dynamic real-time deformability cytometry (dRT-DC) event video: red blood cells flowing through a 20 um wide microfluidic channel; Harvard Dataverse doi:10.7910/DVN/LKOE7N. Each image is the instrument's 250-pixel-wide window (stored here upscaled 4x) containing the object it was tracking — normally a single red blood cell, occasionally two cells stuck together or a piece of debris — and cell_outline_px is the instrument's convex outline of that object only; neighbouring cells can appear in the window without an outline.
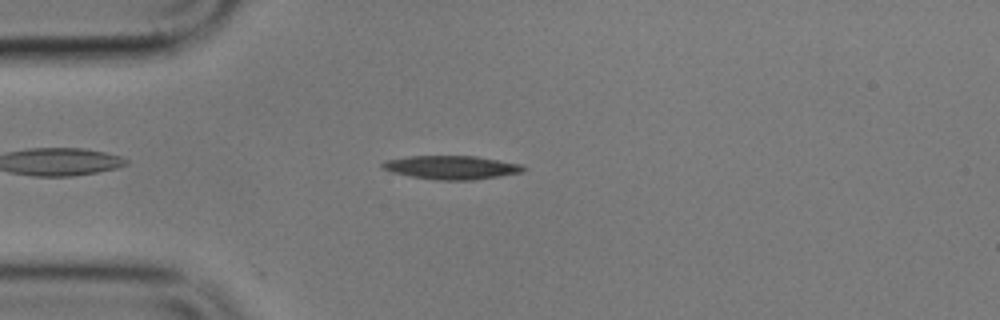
{"species": "common noctule bat (a hibernating species)", "species_latin": "Nyctalus noctula", "temperature_condition": "cold", "stored_images_in_passage": 4, "camera_frame_rate_fps": 3000, "um_per_image_px": 0.085, "animal": {"sex": "male", "body_mass_g": 17.9}, "frame": {"image": 1, "passage_image": 4, "time_ms": 3.333, "image_size_px": [1000, 320], "cell_outline_px": [[528, 168], [524, 172], [500, 176], [472, 180], [436, 180], [412, 176], [392, 172], [380, 168], [380, 164], [384, 160], [408, 156], [476, 156], [520, 164]], "centroid_in_image_um": [38.36, 14.23], "position_along_channel_um": 46.6, "area_um2": 19.48}}